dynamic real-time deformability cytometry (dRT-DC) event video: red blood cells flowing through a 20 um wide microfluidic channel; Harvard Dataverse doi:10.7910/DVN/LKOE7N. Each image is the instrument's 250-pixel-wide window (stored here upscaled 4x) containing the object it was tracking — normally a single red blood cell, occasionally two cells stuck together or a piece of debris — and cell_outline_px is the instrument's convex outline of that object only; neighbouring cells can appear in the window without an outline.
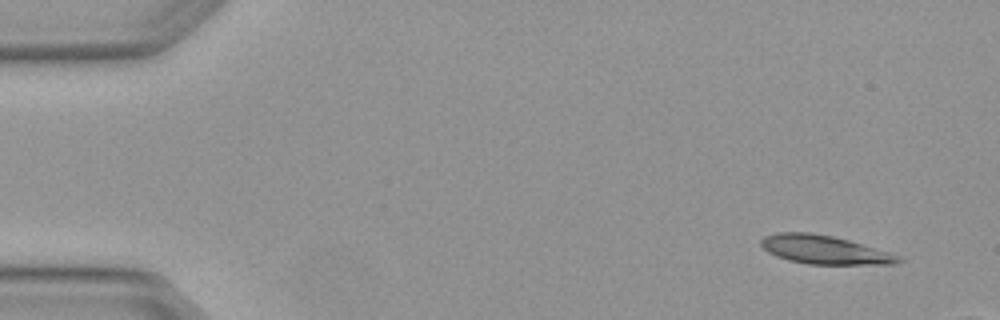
{"species": "Egyptian fruit bat (a non-hibernating species)", "species_latin": "Rousettus aegyptiacus", "temperature_condition": "warm", "stored_images_in_passage": 3, "camera_frame_rate_fps": 3000, "um_per_image_px": 0.085, "animal": {"sex": "female"}, "frame": {"image": 1, "passage_image": 1, "time_ms": 0.0, "image_size_px": [1000, 320], "cell_outline_px": [[904, 260], [896, 264], [808, 264], [788, 260], [776, 256], [768, 252], [760, 244], [760, 240], [764, 236], [776, 232], [812, 232], [832, 236], [848, 240], [888, 252], [900, 256]], "centroid_in_image_um": [70.04, 21.22], "position_along_channel_um": 15.0, "area_um2": 22.83}}